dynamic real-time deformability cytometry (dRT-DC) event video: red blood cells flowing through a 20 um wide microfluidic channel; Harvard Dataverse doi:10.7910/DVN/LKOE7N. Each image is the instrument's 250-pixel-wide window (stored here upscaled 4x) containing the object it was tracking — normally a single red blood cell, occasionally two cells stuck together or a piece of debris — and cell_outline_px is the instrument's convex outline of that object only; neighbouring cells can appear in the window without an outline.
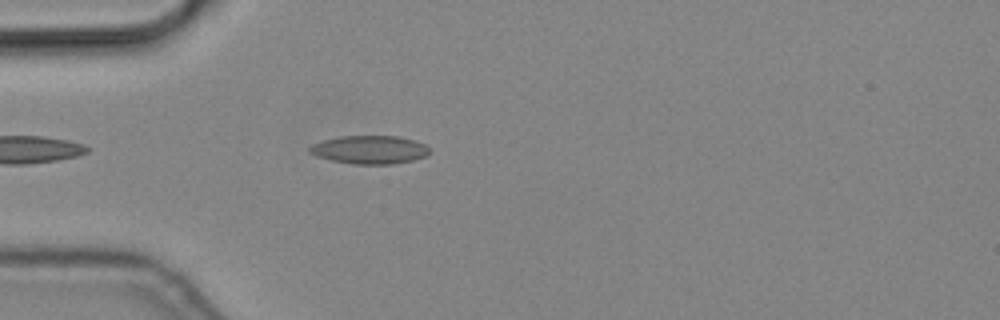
{"species": "common noctule bat (a hibernating species)", "species_latin": "Nyctalus noctula", "temperature_condition": "cold", "stored_images_in_passage": 3, "camera_frame_rate_fps": 3000, "um_per_image_px": 0.085, "animal": {"sex": "male", "body_mass_g": 19.2, "forearm_length_mm": 51.8}, "frame": {"image": 1, "passage_image": 3, "time_ms": 0.667, "image_size_px": [1000, 320], "cell_outline_px": [[428, 152], [424, 156], [412, 160], [392, 164], [352, 164], [332, 160], [316, 156], [308, 152], [308, 148], [312, 144], [324, 140], [340, 136], [396, 136], [416, 140], [424, 144], [428, 148]], "centroid_in_image_um": [31.38, 12.72], "position_along_channel_um": 53.6, "area_um2": 19.65}}